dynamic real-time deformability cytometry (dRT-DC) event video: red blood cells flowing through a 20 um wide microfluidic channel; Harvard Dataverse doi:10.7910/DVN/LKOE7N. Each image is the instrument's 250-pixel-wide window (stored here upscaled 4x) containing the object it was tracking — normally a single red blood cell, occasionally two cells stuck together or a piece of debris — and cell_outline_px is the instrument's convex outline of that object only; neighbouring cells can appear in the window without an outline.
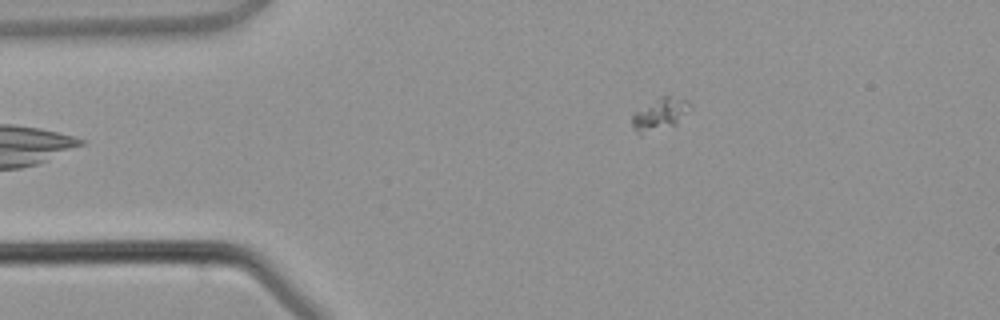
{"species": "common noctule bat (a hibernating species)", "species_latin": "Nyctalus noctula", "temperature_condition": "warm", "stored_images_in_passage": 4, "camera_frame_rate_fps": 3000, "um_per_image_px": 0.085, "animal": {"sex": "male", "body_mass_g": 21.5, "forearm_length_mm": 52.0}, "frame": {"image": 1, "passage_image": 4, "time_ms": 3.667, "image_size_px": [1000, 320], "cell_outline_px": [[688, 104], [684, 112], [676, 124], [640, 136], [636, 132], [632, 124], [632, 116], [636, 112], [660, 96], [668, 96], [688, 100]], "centroid_in_image_um": [56.0, 9.74], "position_along_channel_um": 29.0, "area_um2": 10.29}}